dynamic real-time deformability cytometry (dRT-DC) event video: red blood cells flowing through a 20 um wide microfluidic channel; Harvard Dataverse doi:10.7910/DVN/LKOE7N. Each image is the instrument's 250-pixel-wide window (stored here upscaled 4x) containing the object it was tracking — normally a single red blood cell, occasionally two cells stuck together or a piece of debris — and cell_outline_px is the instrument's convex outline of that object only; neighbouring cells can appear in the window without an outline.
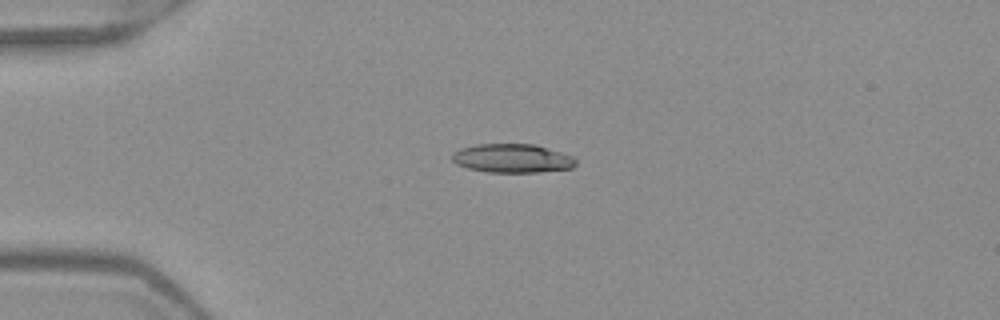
{"species": "Egyptian fruit bat (a non-hibernating species)", "species_latin": "Rousettus aegyptiacus", "temperature_condition": "warm", "stored_images_in_passage": 39, "camera_frame_rate_fps": 3000, "um_per_image_px": 0.085, "frame": {"image": 1, "passage_image": 1, "time_ms": 0.0, "image_size_px": [1000, 320], "cell_outline_px": [[576, 164], [572, 168], [536, 172], [488, 172], [468, 168], [456, 164], [452, 160], [452, 152], [460, 148], [476, 144], [536, 144], [572, 156], [576, 160]], "centroid_in_image_um": [43.51, 13.45], "position_along_channel_um": 41.5, "area_um2": 20.75}}
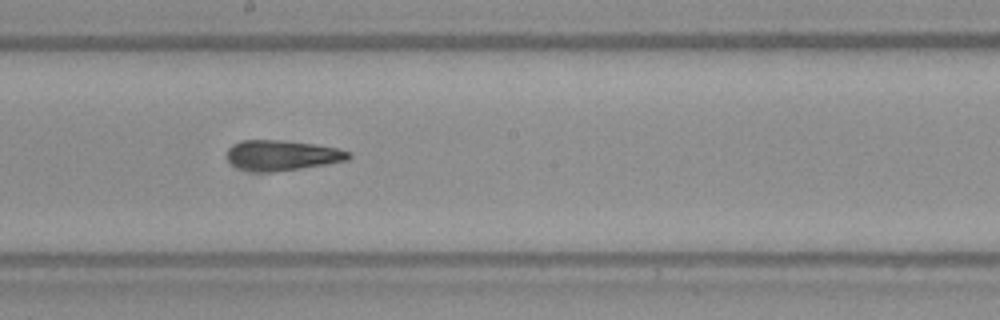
{"frame": {"image": 2, "passage_image": 17, "time_ms": 5.333, "image_size_px": [1000, 320], "cell_outline_px": [[352, 156], [348, 160], [276, 172], [260, 172], [240, 168], [232, 164], [228, 160], [228, 148], [244, 140], [284, 140], [316, 144], [336, 148], [352, 152]], "centroid_in_image_um": [24.02, 13.2], "position_along_channel_um": 224.2, "area_um2": 21.27}}
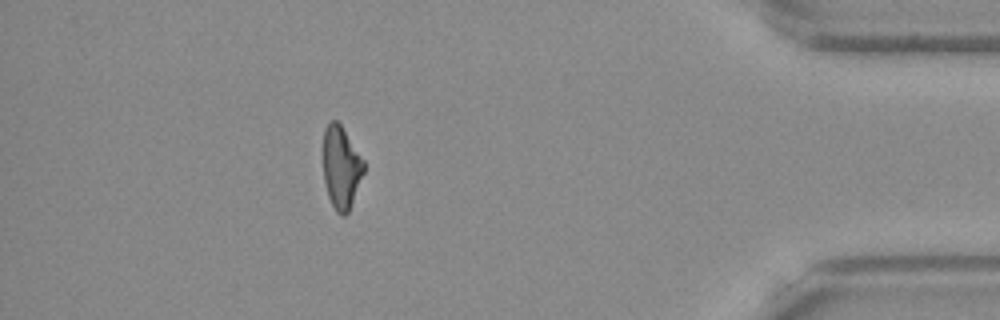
{"frame": {"image": 3, "passage_image": 34, "time_ms": 11.0, "image_size_px": [1000, 320], "cell_outline_px": [[364, 172], [348, 212], [344, 216], [340, 216], [336, 212], [328, 196], [324, 180], [324, 128], [332, 120], [336, 120], [340, 124], [364, 160]], "centroid_in_image_um": [29.0, 14.24], "position_along_channel_um": 406.2, "area_um2": 19.25}, "authors_computed_cell_mechanics": {"area_um2": 21.0392, "velocity_mm_per_s": 4.0021, "shape_relaxation_time_tau1_ms": null, "shape_relaxation_time_tau2_ms": 4.1138, "deformation_change_tau1": null, "deformation_change_tau2": 0.1355}}